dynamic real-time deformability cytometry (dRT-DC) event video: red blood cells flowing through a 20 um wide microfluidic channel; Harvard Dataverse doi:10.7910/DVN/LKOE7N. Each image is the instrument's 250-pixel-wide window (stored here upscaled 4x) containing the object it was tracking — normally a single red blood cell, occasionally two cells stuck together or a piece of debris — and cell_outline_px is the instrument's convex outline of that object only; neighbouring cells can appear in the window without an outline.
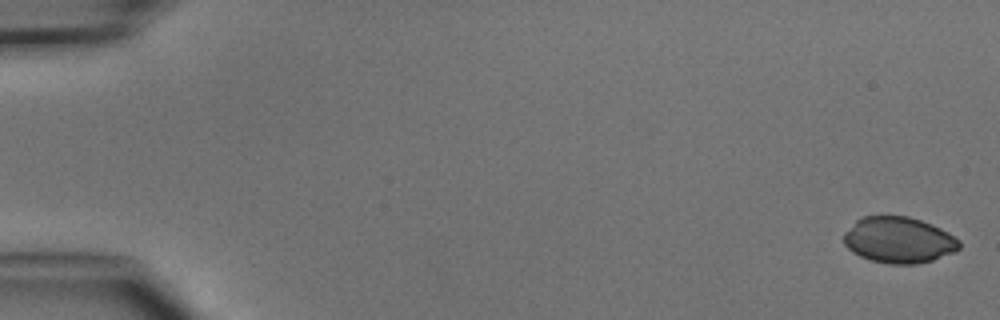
{"species": "common noctule bat (a hibernating species)", "species_latin": "Nyctalus noctula", "temperature_condition": "cold", "stored_images_in_passage": 4, "camera_frame_rate_fps": 3000, "um_per_image_px": 0.085, "animal": {"sex": "male", "body_mass_g": 15.6}, "frame": {"image": 1, "passage_image": 1, "time_ms": 0.0, "image_size_px": [1000, 320], "cell_outline_px": [[960, 248], [956, 252], [932, 260], [916, 264], [888, 264], [872, 260], [860, 256], [852, 252], [844, 244], [844, 232], [856, 220], [864, 216], [908, 216], [932, 224], [948, 232], [960, 240]], "centroid_in_image_um": [76.41, 20.4], "position_along_channel_um": 8.6, "area_um2": 31.15}}